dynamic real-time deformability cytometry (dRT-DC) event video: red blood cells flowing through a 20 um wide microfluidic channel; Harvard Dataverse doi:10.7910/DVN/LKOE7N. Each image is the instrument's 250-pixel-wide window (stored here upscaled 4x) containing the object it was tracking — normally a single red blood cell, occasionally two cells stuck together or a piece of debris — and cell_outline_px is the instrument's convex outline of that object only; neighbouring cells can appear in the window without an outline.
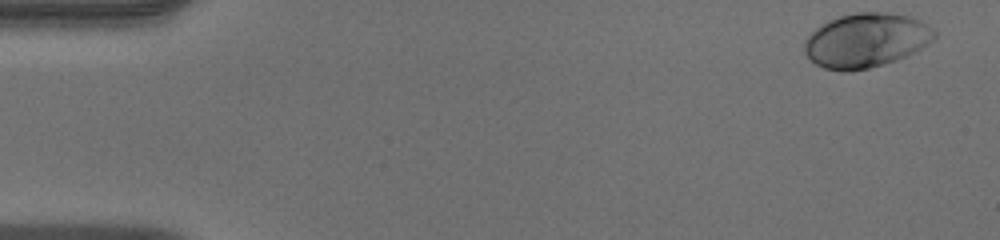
{"species": "human", "species_latin": "Homo sapiens", "temperature_condition": "warm", "stored_images_in_passage": 49, "camera_frame_rate_fps": 3000, "um_per_image_px": 0.085, "donor": {"sex": "male"}, "frame": {"image": 1, "passage_image": 1, "time_ms": 0.0, "image_size_px": [1000, 240], "cell_outline_px": [[936, 36], [928, 44], [908, 56], [884, 64], [868, 68], [848, 72], [844, 72], [824, 68], [816, 64], [804, 52], [804, 40], [816, 28], [828, 20], [840, 16], [856, 12], [888, 12], [908, 16], [920, 20], [936, 32]], "centroid_in_image_um": [73.61, 3.43], "position_along_channel_um": 11.4, "area_um2": 41.15}}
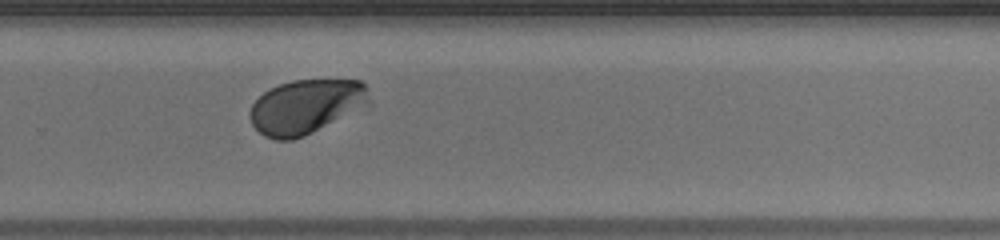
{"frame": {"image": 2, "passage_image": 33, "time_ms": 10.667, "image_size_px": [1000, 240], "cell_outline_px": [[372, 104], [304, 136], [292, 140], [276, 140], [264, 136], [252, 124], [252, 104], [264, 92], [280, 84], [292, 80], [360, 80], [368, 88], [372, 100]], "centroid_in_image_um": [26.08, 9.06], "position_along_channel_um": 303.7, "area_um2": 37.69}}
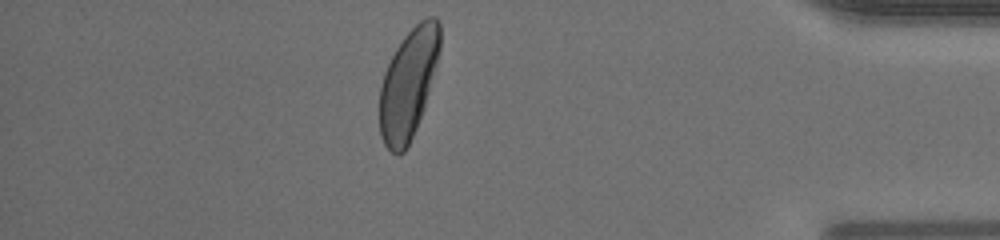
{"frame": {"image": 3, "passage_image": 43, "time_ms": 14.0, "image_size_px": [1000, 240], "cell_outline_px": [[440, 48], [436, 64], [424, 108], [416, 128], [404, 152], [396, 156], [384, 144], [380, 136], [380, 88], [384, 72], [396, 48], [404, 36], [420, 20], [428, 16], [436, 16], [440, 24]], "centroid_in_image_um": [34.71, 7.11], "position_along_channel_um": 400.5, "area_um2": 38.26}, "authors_computed_cell_mechanics": {"area_um2": 38.4948, "velocity_mm_per_s": 4.0245, "shape_relaxation_time_tau1_ms": 1.5927, "shape_relaxation_time_tau2_ms": null, "deformation_change_tau1": 0.1452, "deformation_change_tau2": null}}